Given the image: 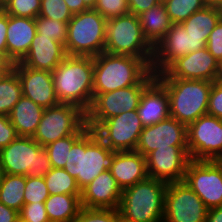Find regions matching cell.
I'll return each instance as SVG.
<instances>
[{"label":"cell","mask_w":222,"mask_h":222,"mask_svg":"<svg viewBox=\"0 0 222 222\" xmlns=\"http://www.w3.org/2000/svg\"><path fill=\"white\" fill-rule=\"evenodd\" d=\"M155 78L156 74L144 59L106 52L94 57L93 94L150 84Z\"/></svg>","instance_id":"obj_1"},{"label":"cell","mask_w":222,"mask_h":222,"mask_svg":"<svg viewBox=\"0 0 222 222\" xmlns=\"http://www.w3.org/2000/svg\"><path fill=\"white\" fill-rule=\"evenodd\" d=\"M51 74L59 103L87 112L93 102L94 57L67 55Z\"/></svg>","instance_id":"obj_2"},{"label":"cell","mask_w":222,"mask_h":222,"mask_svg":"<svg viewBox=\"0 0 222 222\" xmlns=\"http://www.w3.org/2000/svg\"><path fill=\"white\" fill-rule=\"evenodd\" d=\"M115 151H112L88 128L72 145L64 167L82 190L100 173L111 170Z\"/></svg>","instance_id":"obj_3"},{"label":"cell","mask_w":222,"mask_h":222,"mask_svg":"<svg viewBox=\"0 0 222 222\" xmlns=\"http://www.w3.org/2000/svg\"><path fill=\"white\" fill-rule=\"evenodd\" d=\"M167 185L148 177L123 189L118 208L122 222H163Z\"/></svg>","instance_id":"obj_4"},{"label":"cell","mask_w":222,"mask_h":222,"mask_svg":"<svg viewBox=\"0 0 222 222\" xmlns=\"http://www.w3.org/2000/svg\"><path fill=\"white\" fill-rule=\"evenodd\" d=\"M169 96L170 117L188 126L207 114L211 81L156 78Z\"/></svg>","instance_id":"obj_5"},{"label":"cell","mask_w":222,"mask_h":222,"mask_svg":"<svg viewBox=\"0 0 222 222\" xmlns=\"http://www.w3.org/2000/svg\"><path fill=\"white\" fill-rule=\"evenodd\" d=\"M107 19L97 10L73 14L68 22L65 51L71 56L96 57L105 50Z\"/></svg>","instance_id":"obj_6"},{"label":"cell","mask_w":222,"mask_h":222,"mask_svg":"<svg viewBox=\"0 0 222 222\" xmlns=\"http://www.w3.org/2000/svg\"><path fill=\"white\" fill-rule=\"evenodd\" d=\"M104 52L141 58L151 66L153 47L144 37L138 16L128 13L107 20Z\"/></svg>","instance_id":"obj_7"},{"label":"cell","mask_w":222,"mask_h":222,"mask_svg":"<svg viewBox=\"0 0 222 222\" xmlns=\"http://www.w3.org/2000/svg\"><path fill=\"white\" fill-rule=\"evenodd\" d=\"M5 174L44 177L51 169L47 151L32 137L18 136L0 150Z\"/></svg>","instance_id":"obj_8"},{"label":"cell","mask_w":222,"mask_h":222,"mask_svg":"<svg viewBox=\"0 0 222 222\" xmlns=\"http://www.w3.org/2000/svg\"><path fill=\"white\" fill-rule=\"evenodd\" d=\"M86 124V112L80 107L59 103L46 108L32 136L42 147L77 133Z\"/></svg>","instance_id":"obj_9"},{"label":"cell","mask_w":222,"mask_h":222,"mask_svg":"<svg viewBox=\"0 0 222 222\" xmlns=\"http://www.w3.org/2000/svg\"><path fill=\"white\" fill-rule=\"evenodd\" d=\"M148 85L136 84L112 92L93 94V102L86 112V125L95 130L109 118L137 110L141 95Z\"/></svg>","instance_id":"obj_10"},{"label":"cell","mask_w":222,"mask_h":222,"mask_svg":"<svg viewBox=\"0 0 222 222\" xmlns=\"http://www.w3.org/2000/svg\"><path fill=\"white\" fill-rule=\"evenodd\" d=\"M191 160H215L222 156V120L205 114L187 126Z\"/></svg>","instance_id":"obj_11"},{"label":"cell","mask_w":222,"mask_h":222,"mask_svg":"<svg viewBox=\"0 0 222 222\" xmlns=\"http://www.w3.org/2000/svg\"><path fill=\"white\" fill-rule=\"evenodd\" d=\"M207 212L201 198L184 181L168 183L163 222H206Z\"/></svg>","instance_id":"obj_12"},{"label":"cell","mask_w":222,"mask_h":222,"mask_svg":"<svg viewBox=\"0 0 222 222\" xmlns=\"http://www.w3.org/2000/svg\"><path fill=\"white\" fill-rule=\"evenodd\" d=\"M183 181L208 209L222 206V163L215 160H191Z\"/></svg>","instance_id":"obj_13"},{"label":"cell","mask_w":222,"mask_h":222,"mask_svg":"<svg viewBox=\"0 0 222 222\" xmlns=\"http://www.w3.org/2000/svg\"><path fill=\"white\" fill-rule=\"evenodd\" d=\"M143 128L137 110H133L103 121L95 131L112 151L122 152L135 151Z\"/></svg>","instance_id":"obj_14"},{"label":"cell","mask_w":222,"mask_h":222,"mask_svg":"<svg viewBox=\"0 0 222 222\" xmlns=\"http://www.w3.org/2000/svg\"><path fill=\"white\" fill-rule=\"evenodd\" d=\"M207 42L186 33L181 23H172L170 30L153 48L151 71L163 72L174 60L206 47Z\"/></svg>","instance_id":"obj_15"},{"label":"cell","mask_w":222,"mask_h":222,"mask_svg":"<svg viewBox=\"0 0 222 222\" xmlns=\"http://www.w3.org/2000/svg\"><path fill=\"white\" fill-rule=\"evenodd\" d=\"M219 62L208 51L207 47L193 51L174 60L163 72L156 74V78H179L217 81Z\"/></svg>","instance_id":"obj_16"},{"label":"cell","mask_w":222,"mask_h":222,"mask_svg":"<svg viewBox=\"0 0 222 222\" xmlns=\"http://www.w3.org/2000/svg\"><path fill=\"white\" fill-rule=\"evenodd\" d=\"M190 161L188 146L157 148L146 157L148 177L166 183L183 181Z\"/></svg>","instance_id":"obj_17"},{"label":"cell","mask_w":222,"mask_h":222,"mask_svg":"<svg viewBox=\"0 0 222 222\" xmlns=\"http://www.w3.org/2000/svg\"><path fill=\"white\" fill-rule=\"evenodd\" d=\"M169 146H188L187 126L172 117L144 127L135 151L147 157L157 148Z\"/></svg>","instance_id":"obj_18"},{"label":"cell","mask_w":222,"mask_h":222,"mask_svg":"<svg viewBox=\"0 0 222 222\" xmlns=\"http://www.w3.org/2000/svg\"><path fill=\"white\" fill-rule=\"evenodd\" d=\"M13 69L20 78L23 96L44 109L59 104L51 72L29 68L19 62L14 63Z\"/></svg>","instance_id":"obj_19"},{"label":"cell","mask_w":222,"mask_h":222,"mask_svg":"<svg viewBox=\"0 0 222 222\" xmlns=\"http://www.w3.org/2000/svg\"><path fill=\"white\" fill-rule=\"evenodd\" d=\"M123 190L110 170L100 173L81 190V206L86 208L118 209Z\"/></svg>","instance_id":"obj_20"},{"label":"cell","mask_w":222,"mask_h":222,"mask_svg":"<svg viewBox=\"0 0 222 222\" xmlns=\"http://www.w3.org/2000/svg\"><path fill=\"white\" fill-rule=\"evenodd\" d=\"M66 56L62 43L36 34L27 55L19 63L29 68L52 72Z\"/></svg>","instance_id":"obj_21"},{"label":"cell","mask_w":222,"mask_h":222,"mask_svg":"<svg viewBox=\"0 0 222 222\" xmlns=\"http://www.w3.org/2000/svg\"><path fill=\"white\" fill-rule=\"evenodd\" d=\"M137 112L143 127L154 125L170 117L168 93L156 78L144 89Z\"/></svg>","instance_id":"obj_22"},{"label":"cell","mask_w":222,"mask_h":222,"mask_svg":"<svg viewBox=\"0 0 222 222\" xmlns=\"http://www.w3.org/2000/svg\"><path fill=\"white\" fill-rule=\"evenodd\" d=\"M36 34L35 19L8 15L7 56L14 63L20 62L27 55Z\"/></svg>","instance_id":"obj_23"},{"label":"cell","mask_w":222,"mask_h":222,"mask_svg":"<svg viewBox=\"0 0 222 222\" xmlns=\"http://www.w3.org/2000/svg\"><path fill=\"white\" fill-rule=\"evenodd\" d=\"M110 171L122 190L148 178L146 157L137 151H115Z\"/></svg>","instance_id":"obj_24"},{"label":"cell","mask_w":222,"mask_h":222,"mask_svg":"<svg viewBox=\"0 0 222 222\" xmlns=\"http://www.w3.org/2000/svg\"><path fill=\"white\" fill-rule=\"evenodd\" d=\"M44 108L22 96L8 117L18 136L32 137L41 121Z\"/></svg>","instance_id":"obj_25"},{"label":"cell","mask_w":222,"mask_h":222,"mask_svg":"<svg viewBox=\"0 0 222 222\" xmlns=\"http://www.w3.org/2000/svg\"><path fill=\"white\" fill-rule=\"evenodd\" d=\"M145 39L154 48L170 30L172 22L163 1L138 15Z\"/></svg>","instance_id":"obj_26"},{"label":"cell","mask_w":222,"mask_h":222,"mask_svg":"<svg viewBox=\"0 0 222 222\" xmlns=\"http://www.w3.org/2000/svg\"><path fill=\"white\" fill-rule=\"evenodd\" d=\"M50 222H74L81 209V195H49L44 202Z\"/></svg>","instance_id":"obj_27"},{"label":"cell","mask_w":222,"mask_h":222,"mask_svg":"<svg viewBox=\"0 0 222 222\" xmlns=\"http://www.w3.org/2000/svg\"><path fill=\"white\" fill-rule=\"evenodd\" d=\"M222 18V10L208 4L203 9L193 13L187 20L181 22L186 33L193 38L208 41L209 35Z\"/></svg>","instance_id":"obj_28"},{"label":"cell","mask_w":222,"mask_h":222,"mask_svg":"<svg viewBox=\"0 0 222 222\" xmlns=\"http://www.w3.org/2000/svg\"><path fill=\"white\" fill-rule=\"evenodd\" d=\"M26 176L5 174L0 186V202L20 212L24 205Z\"/></svg>","instance_id":"obj_29"},{"label":"cell","mask_w":222,"mask_h":222,"mask_svg":"<svg viewBox=\"0 0 222 222\" xmlns=\"http://www.w3.org/2000/svg\"><path fill=\"white\" fill-rule=\"evenodd\" d=\"M22 96V84L13 69L0 81V114L8 116Z\"/></svg>","instance_id":"obj_30"},{"label":"cell","mask_w":222,"mask_h":222,"mask_svg":"<svg viewBox=\"0 0 222 222\" xmlns=\"http://www.w3.org/2000/svg\"><path fill=\"white\" fill-rule=\"evenodd\" d=\"M49 195H81L76 179L64 168H53L44 176Z\"/></svg>","instance_id":"obj_31"},{"label":"cell","mask_w":222,"mask_h":222,"mask_svg":"<svg viewBox=\"0 0 222 222\" xmlns=\"http://www.w3.org/2000/svg\"><path fill=\"white\" fill-rule=\"evenodd\" d=\"M85 124L77 133L69 135L55 142L46 145L44 148L47 151L51 166L53 168H64L69 156L70 149L73 143L88 129Z\"/></svg>","instance_id":"obj_32"},{"label":"cell","mask_w":222,"mask_h":222,"mask_svg":"<svg viewBox=\"0 0 222 222\" xmlns=\"http://www.w3.org/2000/svg\"><path fill=\"white\" fill-rule=\"evenodd\" d=\"M172 23H181L208 5L207 0H162Z\"/></svg>","instance_id":"obj_33"},{"label":"cell","mask_w":222,"mask_h":222,"mask_svg":"<svg viewBox=\"0 0 222 222\" xmlns=\"http://www.w3.org/2000/svg\"><path fill=\"white\" fill-rule=\"evenodd\" d=\"M37 34L50 37L65 46L68 33V22H61L45 17H36Z\"/></svg>","instance_id":"obj_34"},{"label":"cell","mask_w":222,"mask_h":222,"mask_svg":"<svg viewBox=\"0 0 222 222\" xmlns=\"http://www.w3.org/2000/svg\"><path fill=\"white\" fill-rule=\"evenodd\" d=\"M1 8L8 15L35 19L39 16L41 0H4Z\"/></svg>","instance_id":"obj_35"},{"label":"cell","mask_w":222,"mask_h":222,"mask_svg":"<svg viewBox=\"0 0 222 222\" xmlns=\"http://www.w3.org/2000/svg\"><path fill=\"white\" fill-rule=\"evenodd\" d=\"M74 222H122L118 209L81 207Z\"/></svg>","instance_id":"obj_36"},{"label":"cell","mask_w":222,"mask_h":222,"mask_svg":"<svg viewBox=\"0 0 222 222\" xmlns=\"http://www.w3.org/2000/svg\"><path fill=\"white\" fill-rule=\"evenodd\" d=\"M39 16L56 21L69 22L73 14L64 0H41Z\"/></svg>","instance_id":"obj_37"},{"label":"cell","mask_w":222,"mask_h":222,"mask_svg":"<svg viewBox=\"0 0 222 222\" xmlns=\"http://www.w3.org/2000/svg\"><path fill=\"white\" fill-rule=\"evenodd\" d=\"M49 197L44 177L26 176L24 204L45 202Z\"/></svg>","instance_id":"obj_38"},{"label":"cell","mask_w":222,"mask_h":222,"mask_svg":"<svg viewBox=\"0 0 222 222\" xmlns=\"http://www.w3.org/2000/svg\"><path fill=\"white\" fill-rule=\"evenodd\" d=\"M107 20L128 14V0H98L94 8Z\"/></svg>","instance_id":"obj_39"},{"label":"cell","mask_w":222,"mask_h":222,"mask_svg":"<svg viewBox=\"0 0 222 222\" xmlns=\"http://www.w3.org/2000/svg\"><path fill=\"white\" fill-rule=\"evenodd\" d=\"M21 222H50L44 202L24 204L19 212Z\"/></svg>","instance_id":"obj_40"},{"label":"cell","mask_w":222,"mask_h":222,"mask_svg":"<svg viewBox=\"0 0 222 222\" xmlns=\"http://www.w3.org/2000/svg\"><path fill=\"white\" fill-rule=\"evenodd\" d=\"M207 114L222 120V82L214 81L209 94Z\"/></svg>","instance_id":"obj_41"},{"label":"cell","mask_w":222,"mask_h":222,"mask_svg":"<svg viewBox=\"0 0 222 222\" xmlns=\"http://www.w3.org/2000/svg\"><path fill=\"white\" fill-rule=\"evenodd\" d=\"M206 47L213 57L222 62V18L209 35Z\"/></svg>","instance_id":"obj_42"},{"label":"cell","mask_w":222,"mask_h":222,"mask_svg":"<svg viewBox=\"0 0 222 222\" xmlns=\"http://www.w3.org/2000/svg\"><path fill=\"white\" fill-rule=\"evenodd\" d=\"M18 137L7 115L0 114V150Z\"/></svg>","instance_id":"obj_43"},{"label":"cell","mask_w":222,"mask_h":222,"mask_svg":"<svg viewBox=\"0 0 222 222\" xmlns=\"http://www.w3.org/2000/svg\"><path fill=\"white\" fill-rule=\"evenodd\" d=\"M161 1L162 0H128V11L138 16Z\"/></svg>","instance_id":"obj_44"},{"label":"cell","mask_w":222,"mask_h":222,"mask_svg":"<svg viewBox=\"0 0 222 222\" xmlns=\"http://www.w3.org/2000/svg\"><path fill=\"white\" fill-rule=\"evenodd\" d=\"M8 14L0 7V51L7 54Z\"/></svg>","instance_id":"obj_45"},{"label":"cell","mask_w":222,"mask_h":222,"mask_svg":"<svg viewBox=\"0 0 222 222\" xmlns=\"http://www.w3.org/2000/svg\"><path fill=\"white\" fill-rule=\"evenodd\" d=\"M19 212L0 202V222H18Z\"/></svg>","instance_id":"obj_46"},{"label":"cell","mask_w":222,"mask_h":222,"mask_svg":"<svg viewBox=\"0 0 222 222\" xmlns=\"http://www.w3.org/2000/svg\"><path fill=\"white\" fill-rule=\"evenodd\" d=\"M68 9L72 14L81 13L82 11L89 10V8L84 4L83 0H64Z\"/></svg>","instance_id":"obj_47"},{"label":"cell","mask_w":222,"mask_h":222,"mask_svg":"<svg viewBox=\"0 0 222 222\" xmlns=\"http://www.w3.org/2000/svg\"><path fill=\"white\" fill-rule=\"evenodd\" d=\"M206 222H222V206L208 209Z\"/></svg>","instance_id":"obj_48"},{"label":"cell","mask_w":222,"mask_h":222,"mask_svg":"<svg viewBox=\"0 0 222 222\" xmlns=\"http://www.w3.org/2000/svg\"><path fill=\"white\" fill-rule=\"evenodd\" d=\"M0 66H14V62L4 51H0Z\"/></svg>","instance_id":"obj_49"},{"label":"cell","mask_w":222,"mask_h":222,"mask_svg":"<svg viewBox=\"0 0 222 222\" xmlns=\"http://www.w3.org/2000/svg\"><path fill=\"white\" fill-rule=\"evenodd\" d=\"M13 67L14 66H0V81L13 70Z\"/></svg>","instance_id":"obj_50"},{"label":"cell","mask_w":222,"mask_h":222,"mask_svg":"<svg viewBox=\"0 0 222 222\" xmlns=\"http://www.w3.org/2000/svg\"><path fill=\"white\" fill-rule=\"evenodd\" d=\"M208 4L216 7L219 10H222V0H207Z\"/></svg>","instance_id":"obj_51"},{"label":"cell","mask_w":222,"mask_h":222,"mask_svg":"<svg viewBox=\"0 0 222 222\" xmlns=\"http://www.w3.org/2000/svg\"><path fill=\"white\" fill-rule=\"evenodd\" d=\"M84 1V4L89 8V9H94L96 4H97V1L98 0H83Z\"/></svg>","instance_id":"obj_52"},{"label":"cell","mask_w":222,"mask_h":222,"mask_svg":"<svg viewBox=\"0 0 222 222\" xmlns=\"http://www.w3.org/2000/svg\"><path fill=\"white\" fill-rule=\"evenodd\" d=\"M218 81L222 82V62L219 63V75H218Z\"/></svg>","instance_id":"obj_53"},{"label":"cell","mask_w":222,"mask_h":222,"mask_svg":"<svg viewBox=\"0 0 222 222\" xmlns=\"http://www.w3.org/2000/svg\"><path fill=\"white\" fill-rule=\"evenodd\" d=\"M4 175H5L4 169L0 165V186H1V183L3 181Z\"/></svg>","instance_id":"obj_54"},{"label":"cell","mask_w":222,"mask_h":222,"mask_svg":"<svg viewBox=\"0 0 222 222\" xmlns=\"http://www.w3.org/2000/svg\"><path fill=\"white\" fill-rule=\"evenodd\" d=\"M217 161L222 163V156Z\"/></svg>","instance_id":"obj_55"}]
</instances>
